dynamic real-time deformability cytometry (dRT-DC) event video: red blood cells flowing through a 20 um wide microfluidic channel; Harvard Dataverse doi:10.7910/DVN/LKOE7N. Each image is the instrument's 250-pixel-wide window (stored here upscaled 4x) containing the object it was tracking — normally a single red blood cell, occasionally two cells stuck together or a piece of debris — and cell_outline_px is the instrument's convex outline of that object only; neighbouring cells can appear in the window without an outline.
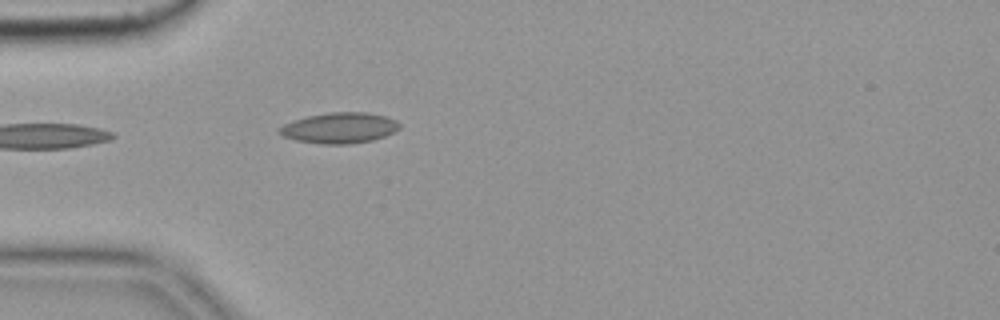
{"species": "common noctule bat (a hibernating species)", "species_latin": "Nyctalus noctula", "temperature_condition": "cold", "stored_images_in_passage": 5, "camera_frame_rate_fps": 3000, "um_per_image_px": 0.085, "animal": {"sex": "female", "body_mass_g": 19.9}, "frame": {"image": 1, "passage_image": 5, "time_ms": 1.333, "image_size_px": [1000, 320], "cell_outline_px": [[400, 128], [384, 136], [372, 140], [348, 144], [320, 144], [296, 140], [284, 136], [276, 132], [276, 128], [284, 124], [308, 116], [328, 112], [368, 112], [384, 116], [396, 120], [400, 124]], "centroid_in_image_um": [28.83, 10.87], "position_along_channel_um": 56.2, "area_um2": 21.44}}